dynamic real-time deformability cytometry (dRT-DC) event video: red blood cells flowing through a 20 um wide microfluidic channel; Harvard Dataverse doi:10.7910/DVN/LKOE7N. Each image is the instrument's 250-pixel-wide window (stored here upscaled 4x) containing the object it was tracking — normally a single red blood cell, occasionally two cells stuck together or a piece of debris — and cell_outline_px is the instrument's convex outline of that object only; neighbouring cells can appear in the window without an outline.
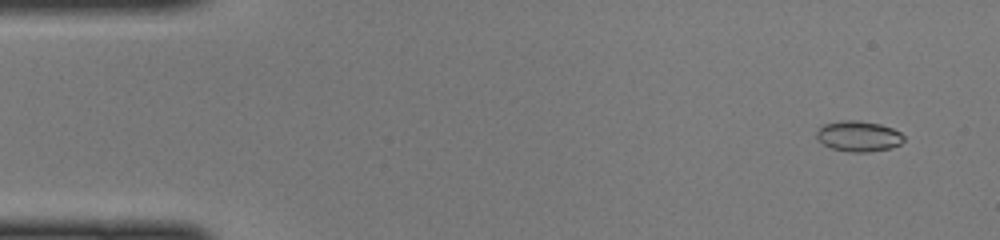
{"species": "common noctule bat (a hibernating species)", "species_latin": "Nyctalus noctula", "temperature_condition": "cold", "stored_images_in_passage": 46, "camera_frame_rate_fps": 3000, "um_per_image_px": 0.085, "animal": {"sex": "female", "body_mass_g": 22.0, "forearm_length_mm": 56.7}, "frame": {"image": 1, "passage_image": 2, "time_ms": 0.333, "image_size_px": [1000, 240], "cell_outline_px": [[904, 140], [900, 144], [892, 148], [868, 152], [848, 152], [832, 148], [824, 144], [816, 136], [816, 132], [824, 124], [840, 120], [860, 120], [880, 124], [892, 128], [900, 132], [904, 136]], "centroid_in_image_um": [73.0, 11.57], "position_along_channel_um": 12.0, "area_um2": 15.61}}
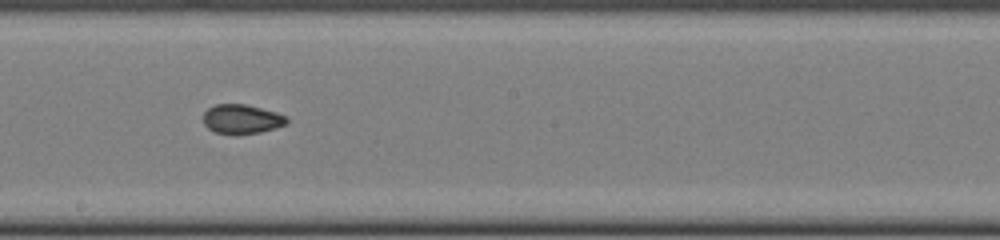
{"frame": {"image": 2, "passage_image": 25, "time_ms": 8.0, "image_size_px": [1000, 240], "cell_outline_px": [[288, 124], [276, 128], [260, 132], [236, 136], [212, 132], [204, 124], [200, 116], [208, 108], [216, 104], [244, 104], [276, 112], [288, 116]], "centroid_in_image_um": [20.52, 10.15], "position_along_channel_um": 227.7, "area_um2": 14.8}}
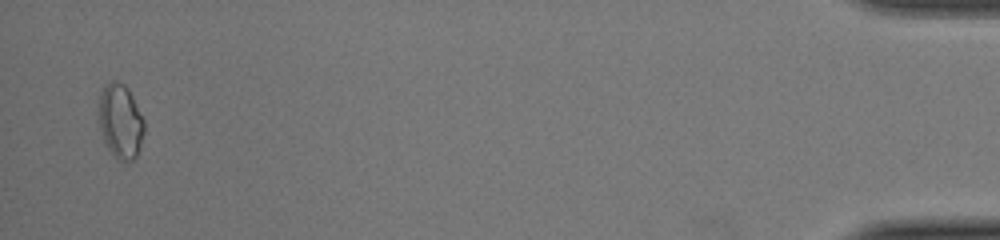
{"frame": {"image": 3, "passage_image": 45, "time_ms": 14.667, "image_size_px": [1000, 240], "cell_outline_px": [[144, 132], [136, 156], [132, 160], [124, 164], [116, 160], [108, 148], [104, 140], [100, 128], [96, 112], [100, 96], [104, 84], [108, 80], [112, 80], [124, 84], [128, 88], [144, 120]], "centroid_in_image_um": [10.2, 10.31], "position_along_channel_um": 425.0, "area_um2": 20.11}}